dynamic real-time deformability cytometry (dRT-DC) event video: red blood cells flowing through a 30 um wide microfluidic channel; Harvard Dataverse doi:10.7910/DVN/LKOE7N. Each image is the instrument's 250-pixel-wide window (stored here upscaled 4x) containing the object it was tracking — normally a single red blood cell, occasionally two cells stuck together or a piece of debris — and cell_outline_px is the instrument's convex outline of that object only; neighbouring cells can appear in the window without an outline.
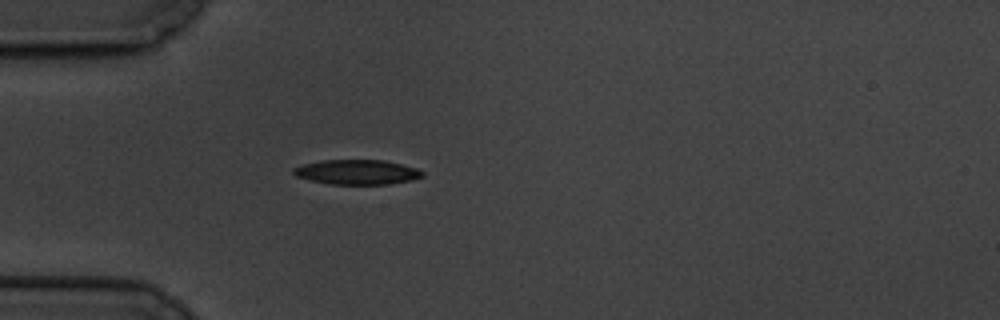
{"species": "common noctule bat (a hibernating species)", "species_latin": "Nyctalus noctula", "temperature_condition": "cold", "stored_images_in_passage": 3, "camera_frame_rate_fps": 3000, "um_per_image_px": 0.085, "animal": {"sex": "male", "body_mass_g": 19.5, "forearm_length_mm": 54.6}, "frame": {"image": 1, "passage_image": 3, "time_ms": 3.333, "image_size_px": [1000, 320], "cell_outline_px": [[424, 176], [412, 180], [388, 184], [332, 184], [312, 180], [296, 176], [292, 172], [292, 168], [304, 164], [320, 160], [384, 160], [416, 168], [424, 172]], "centroid_in_image_um": [30.35, 14.62], "position_along_channel_um": 54.6, "area_um2": 18.5}}